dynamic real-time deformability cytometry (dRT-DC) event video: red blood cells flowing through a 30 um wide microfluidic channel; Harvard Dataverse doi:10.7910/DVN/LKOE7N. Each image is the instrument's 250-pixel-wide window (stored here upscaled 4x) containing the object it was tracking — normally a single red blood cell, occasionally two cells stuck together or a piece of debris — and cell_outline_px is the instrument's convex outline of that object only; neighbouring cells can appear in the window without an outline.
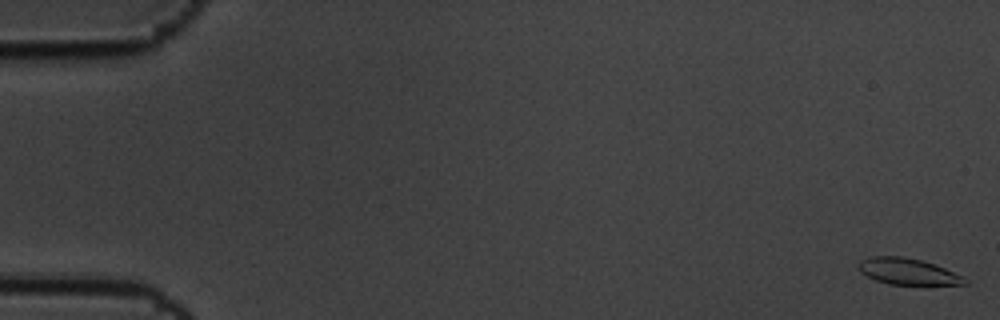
{"species": "common noctule bat (a hibernating species)", "species_latin": "Nyctalus noctula", "temperature_condition": "cold", "stored_images_in_passage": 6, "camera_frame_rate_fps": 3000, "um_per_image_px": 0.085, "animal": {"sex": "male", "body_mass_g": 19.5, "forearm_length_mm": 54.6}, "frame": {"image": 1, "passage_image": 1, "time_ms": 0.0, "image_size_px": [1000, 320], "cell_outline_px": [[968, 284], [888, 284], [876, 280], [860, 272], [856, 268], [860, 260], [872, 256], [904, 256], [920, 260], [944, 268], [964, 276], [968, 280]], "centroid_in_image_um": [77.13, 23.07], "position_along_channel_um": 7.9, "area_um2": 16.18}}
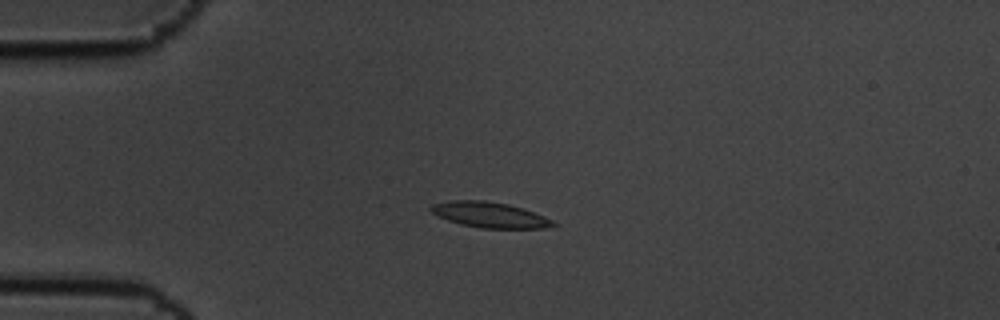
{"frame": {"image": 2, "passage_image": 5, "time_ms": 1.333, "image_size_px": [1000, 320], "cell_outline_px": [[556, 224], [544, 228], [480, 228], [460, 224], [448, 220], [432, 212], [428, 208], [432, 204], [448, 200], [484, 200], [508, 204], [544, 216], [552, 220]], "centroid_in_image_um": [41.57, 18.25], "position_along_channel_um": 43.4, "area_um2": 17.98}}